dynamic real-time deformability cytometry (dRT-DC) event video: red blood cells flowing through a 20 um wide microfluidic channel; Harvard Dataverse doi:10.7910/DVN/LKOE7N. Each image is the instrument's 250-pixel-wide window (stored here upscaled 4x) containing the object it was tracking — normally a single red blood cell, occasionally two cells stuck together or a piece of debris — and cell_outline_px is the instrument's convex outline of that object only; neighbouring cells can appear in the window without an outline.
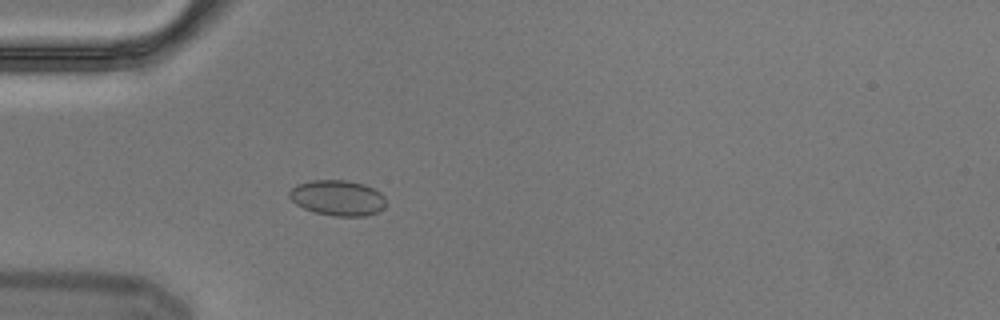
{"species": "Egyptian fruit bat (a non-hibernating species)", "species_latin": "Rousettus aegyptiacus", "temperature_condition": "cold", "stored_images_in_passage": 4, "camera_frame_rate_fps": 3000, "um_per_image_px": 0.085, "animal": {"sex": "male"}, "frame": {"image": 1, "passage_image": 4, "time_ms": 1.0, "image_size_px": [1000, 320], "cell_outline_px": [[384, 208], [376, 212], [364, 216], [332, 216], [316, 212], [304, 208], [296, 204], [288, 196], [288, 192], [296, 184], [312, 180], [348, 180], [364, 184], [380, 192], [384, 196]], "centroid_in_image_um": [28.68, 16.81], "position_along_channel_um": 56.3, "area_um2": 19.94}}